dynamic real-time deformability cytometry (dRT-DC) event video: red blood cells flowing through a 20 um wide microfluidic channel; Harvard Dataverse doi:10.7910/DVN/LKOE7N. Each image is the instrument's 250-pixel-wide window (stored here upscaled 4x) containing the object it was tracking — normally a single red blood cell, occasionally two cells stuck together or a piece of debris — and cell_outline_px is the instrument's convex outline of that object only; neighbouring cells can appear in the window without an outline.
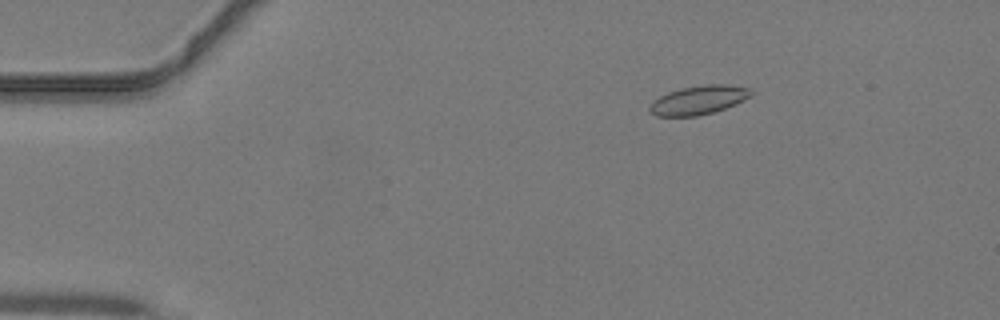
{"species": "common noctule bat (a hibernating species)", "species_latin": "Nyctalus noctula", "temperature_condition": "warm", "stored_images_in_passage": 45, "camera_frame_rate_fps": 3000, "um_per_image_px": 0.085, "animal": {"sex": "male", "body_mass_g": 19.2, "forearm_length_mm": 51.8}, "frame": {"image": 1, "passage_image": 8, "time_ms": 2.333, "image_size_px": [1000, 320], "cell_outline_px": [[752, 96], [736, 104], [712, 112], [696, 116], [656, 116], [648, 108], [652, 100], [668, 92], [680, 88], [704, 84], [728, 84], [752, 88]], "centroid_in_image_um": [59.4, 8.48], "position_along_channel_um": 25.6, "area_um2": 17.17}}
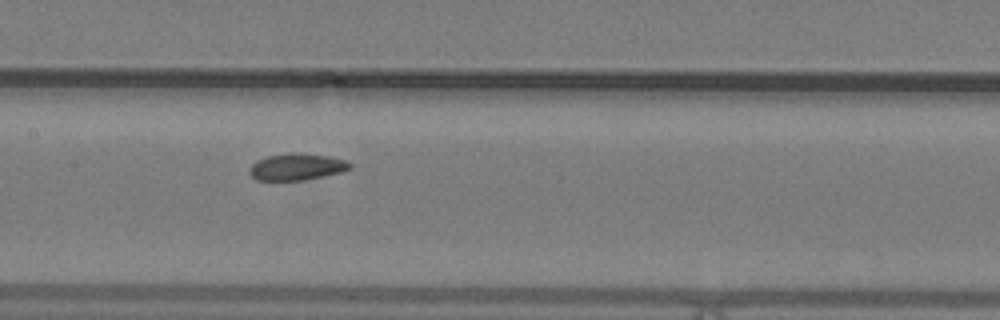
{"frame": {"image": 2, "passage_image": 23, "time_ms": 7.333, "image_size_px": [1000, 320], "cell_outline_px": [[352, 168], [340, 172], [304, 180], [256, 180], [248, 172], [248, 168], [256, 160], [268, 156], [288, 152], [304, 152], [328, 156], [344, 160], [352, 164]], "centroid_in_image_um": [25.19, 14.16], "position_along_channel_um": 182.2, "area_um2": 15.78}}
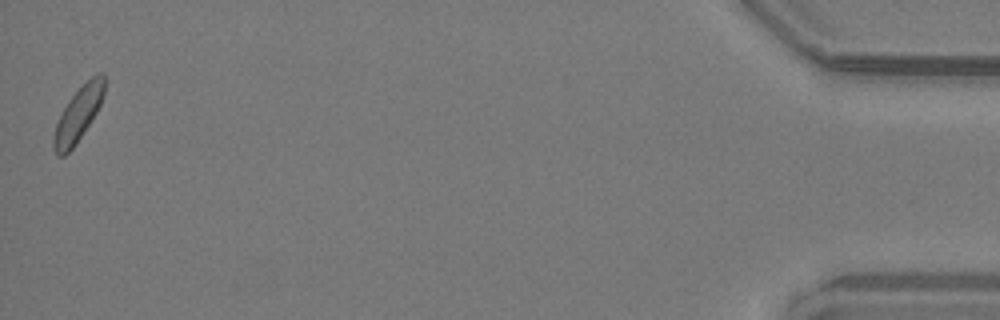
{"frame": {"image": 3, "passage_image": 45, "time_ms": 14.667, "image_size_px": [1000, 320], "cell_outline_px": [[104, 92], [100, 104], [96, 112], [72, 148], [64, 156], [56, 156], [52, 148], [52, 140], [56, 124], [68, 100], [96, 72], [104, 72]], "centroid_in_image_um": [6.62, 9.72], "position_along_channel_um": 428.6, "area_um2": 15.61}}